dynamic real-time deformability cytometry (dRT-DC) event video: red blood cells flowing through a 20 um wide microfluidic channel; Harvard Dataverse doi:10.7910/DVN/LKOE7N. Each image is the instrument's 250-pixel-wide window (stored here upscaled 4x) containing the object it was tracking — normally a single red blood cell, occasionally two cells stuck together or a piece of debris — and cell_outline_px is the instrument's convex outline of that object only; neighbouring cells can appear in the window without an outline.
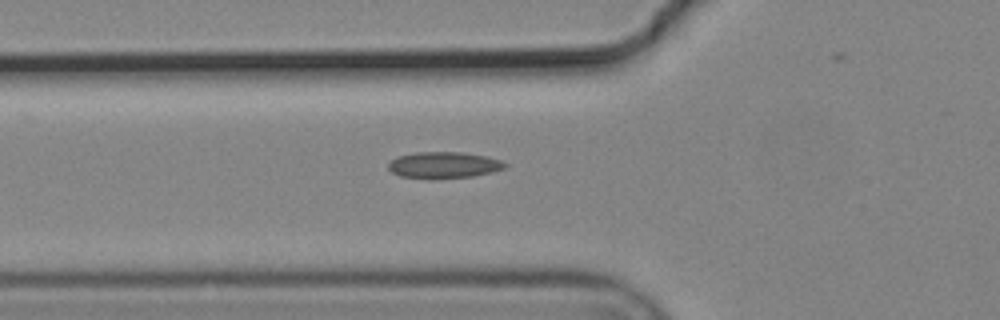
{"species": "common noctule bat (a hibernating species)", "species_latin": "Nyctalus noctula", "temperature_condition": "cold", "stored_images_in_passage": 4, "camera_frame_rate_fps": 3000, "um_per_image_px": 0.085, "animal": {"sex": "male", "body_mass_g": 19.2, "forearm_length_mm": 51.8}, "frame": {"image": 1, "passage_image": 4, "time_ms": 1.0, "image_size_px": [1000, 320], "cell_outline_px": [[508, 164], [504, 168], [492, 172], [472, 176], [432, 180], [400, 176], [392, 172], [388, 168], [388, 164], [396, 156], [416, 152], [460, 152], [484, 156], [500, 160]], "centroid_in_image_um": [37.68, 14.04], "position_along_channel_um": 88.1, "area_um2": 18.09}}